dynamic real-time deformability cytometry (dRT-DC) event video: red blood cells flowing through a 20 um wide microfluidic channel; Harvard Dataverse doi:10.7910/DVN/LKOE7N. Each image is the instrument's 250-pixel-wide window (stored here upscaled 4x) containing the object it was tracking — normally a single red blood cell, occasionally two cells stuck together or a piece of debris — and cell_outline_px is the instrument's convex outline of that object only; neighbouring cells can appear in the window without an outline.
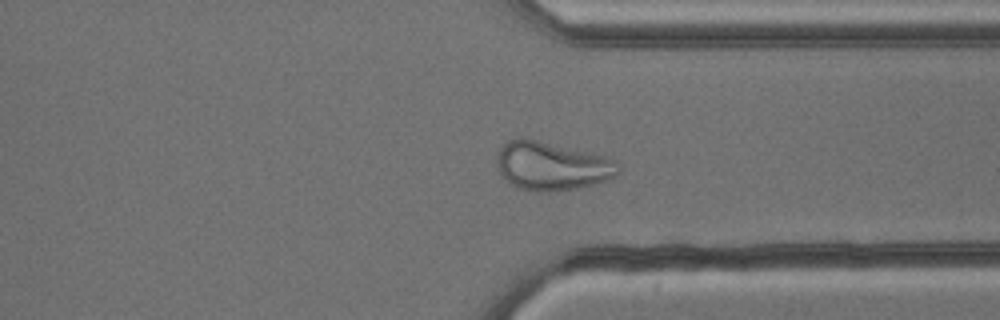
{"species": "common noctule bat (a hibernating species)", "species_latin": "Nyctalus noctula", "temperature_condition": "cold", "stored_images_in_passage": 54, "camera_frame_rate_fps": 3000, "um_per_image_px": 0.085, "animal": {"sex": "male", "body_mass_g": 13.3}, "frame": {"image": 1, "passage_image": 41, "time_ms": 13.333, "image_size_px": [1000, 320], "cell_outline_px": [[620, 172], [616, 176], [592, 184], [576, 188], [548, 192], [520, 188], [512, 184], [500, 172], [500, 148], [508, 140], [520, 136], [604, 156], [616, 160], [620, 164]], "centroid_in_image_um": [46.96, 14.09], "position_along_channel_um": 364.4, "area_um2": 33.52}}
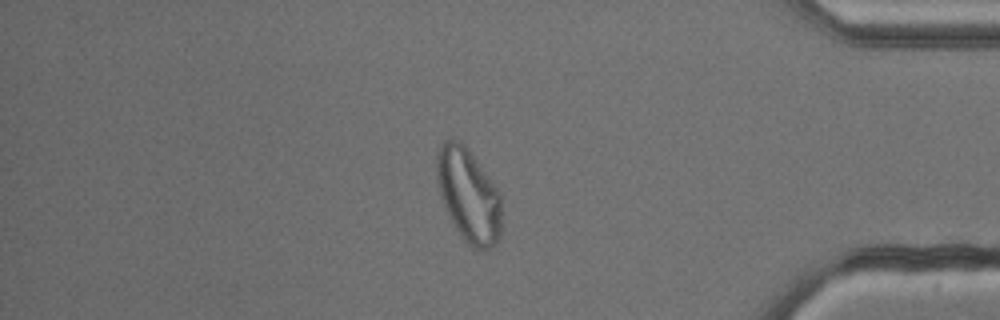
{"frame": {"image": 2, "passage_image": 46, "time_ms": 15.0, "image_size_px": [1000, 320], "cell_outline_px": [[500, 236], [488, 248], [480, 252], [472, 248], [460, 236], [444, 208], [440, 196], [436, 176], [436, 156], [440, 144], [448, 140], [460, 140], [464, 144], [500, 192]], "centroid_in_image_um": [39.79, 16.61], "position_along_channel_um": 395.4, "area_um2": 35.26}}
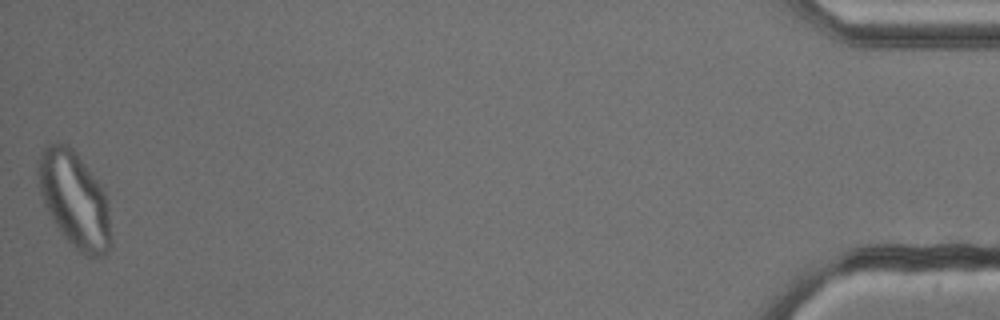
{"frame": {"image": 3, "passage_image": 54, "time_ms": 17.667, "image_size_px": [1000, 320], "cell_outline_px": [[112, 244], [104, 256], [84, 256], [60, 232], [48, 212], [44, 204], [40, 192], [36, 172], [36, 160], [40, 152], [48, 144], [68, 144], [76, 152], [96, 180], [104, 192], [108, 200]], "centroid_in_image_um": [6.32, 16.97], "position_along_channel_um": 428.9, "area_um2": 40.75}}